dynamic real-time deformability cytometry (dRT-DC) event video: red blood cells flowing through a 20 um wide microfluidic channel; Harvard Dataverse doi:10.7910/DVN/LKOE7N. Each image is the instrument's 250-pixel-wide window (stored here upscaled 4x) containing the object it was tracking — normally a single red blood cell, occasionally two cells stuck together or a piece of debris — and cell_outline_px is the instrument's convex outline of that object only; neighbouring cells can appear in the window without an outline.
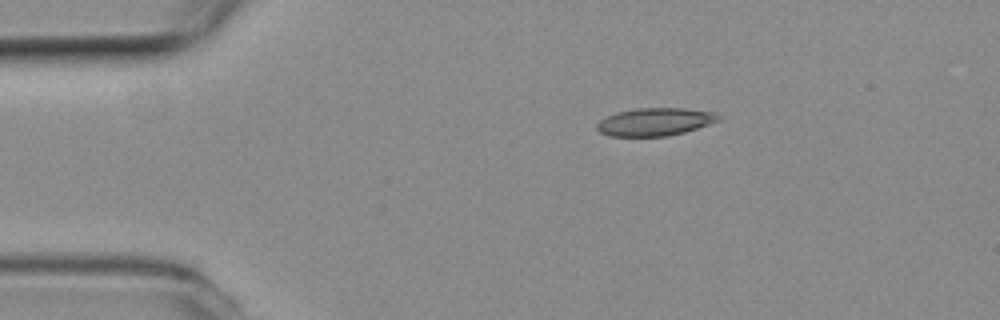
{"species": "common noctule bat (a hibernating species)", "species_latin": "Nyctalus noctula", "temperature_condition": "room temperature", "stored_images_in_passage": 5, "camera_frame_rate_fps": 3000, "um_per_image_px": 0.085, "animal": {"sex": "female", "body_mass_g": 19.3, "forearm_length_mm": 54.1}, "frame": {"image": 1, "passage_image": 1, "time_ms": 0.0, "image_size_px": [1000, 320], "cell_outline_px": [[720, 120], [684, 132], [668, 136], [608, 136], [600, 132], [596, 128], [596, 124], [600, 120], [616, 112], [640, 108], [684, 108], [712, 112], [720, 116]], "centroid_in_image_um": [55.64, 10.36], "position_along_channel_um": 29.4, "area_um2": 19.54}}
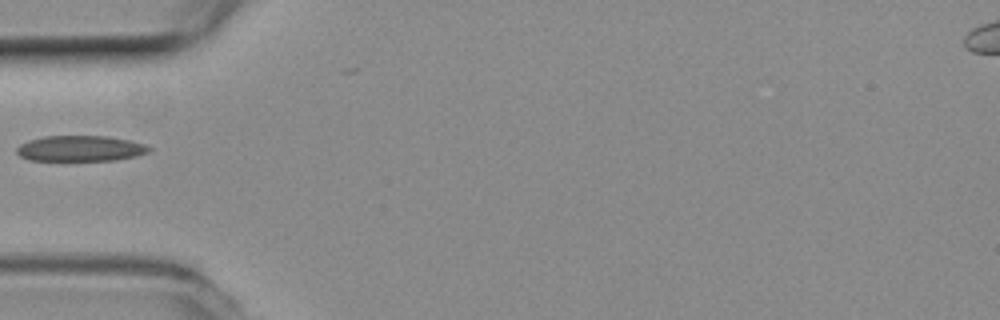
{"frame": {"image": 2, "passage_image": 3, "time_ms": 0.667, "image_size_px": [1000, 320], "cell_outline_px": [[152, 148], [148, 152], [136, 156], [116, 160], [28, 160], [20, 156], [16, 152], [16, 148], [20, 144], [28, 140], [44, 136], [108, 136], [128, 140], [144, 144]], "centroid_in_image_um": [6.81, 12.62], "position_along_channel_um": 78.2, "area_um2": 19.77}}
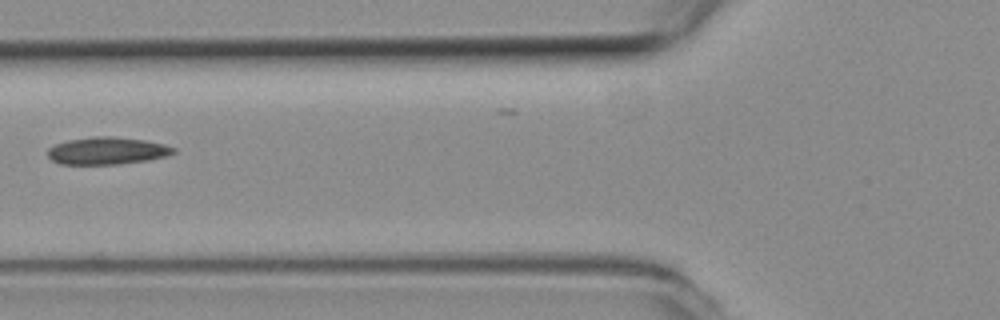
{"frame": {"image": 3, "passage_image": 4, "time_ms": 1.0, "image_size_px": [1000, 320], "cell_outline_px": [[176, 152], [168, 156], [148, 160], [116, 164], [60, 164], [52, 160], [48, 156], [48, 148], [56, 144], [68, 140], [92, 136], [112, 136], [144, 140], [164, 144], [176, 148]], "centroid_in_image_um": [9.12, 12.81], "position_along_channel_um": 116.7, "area_um2": 20.06}}